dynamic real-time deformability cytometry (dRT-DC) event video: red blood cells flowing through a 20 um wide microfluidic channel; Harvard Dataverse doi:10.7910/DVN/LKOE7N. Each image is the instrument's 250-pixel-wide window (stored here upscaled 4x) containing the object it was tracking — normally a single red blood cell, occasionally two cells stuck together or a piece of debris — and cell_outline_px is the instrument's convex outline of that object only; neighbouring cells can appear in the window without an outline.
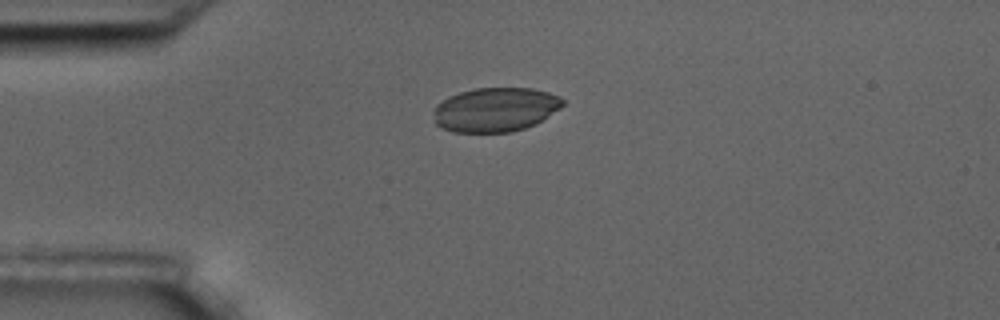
{"species": "common noctule bat (a hibernating species)", "species_latin": "Nyctalus noctula", "temperature_condition": "room temperature", "stored_images_in_passage": 1, "camera_frame_rate_fps": 3000, "um_per_image_px": 0.085, "animal": {"sex": "male", "body_mass_g": 17.5, "forearm_length_mm": 52.3}, "frame": {"image": 1, "passage_image": 1, "time_ms": 0.0, "image_size_px": [1000, 320], "cell_outline_px": [[564, 104], [560, 108], [536, 124], [512, 132], [452, 132], [440, 128], [436, 124], [432, 112], [436, 104], [448, 96], [460, 92], [476, 88], [532, 88], [548, 92], [560, 96], [564, 100]], "centroid_in_image_um": [42.08, 9.32], "position_along_channel_um": 42.9, "area_um2": 33.58}}